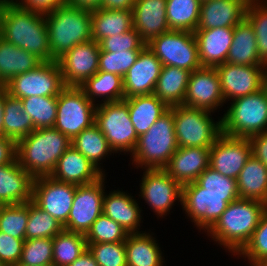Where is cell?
Here are the masks:
<instances>
[{"mask_svg": "<svg viewBox=\"0 0 267 266\" xmlns=\"http://www.w3.org/2000/svg\"><path fill=\"white\" fill-rule=\"evenodd\" d=\"M14 266H27V265L17 264V265H14Z\"/></svg>", "mask_w": 267, "mask_h": 266, "instance_id": "63", "label": "cell"}, {"mask_svg": "<svg viewBox=\"0 0 267 266\" xmlns=\"http://www.w3.org/2000/svg\"><path fill=\"white\" fill-rule=\"evenodd\" d=\"M53 238L25 239L18 264L53 266Z\"/></svg>", "mask_w": 267, "mask_h": 266, "instance_id": "45", "label": "cell"}, {"mask_svg": "<svg viewBox=\"0 0 267 266\" xmlns=\"http://www.w3.org/2000/svg\"><path fill=\"white\" fill-rule=\"evenodd\" d=\"M65 4L72 7L94 10L99 8L101 0H65Z\"/></svg>", "mask_w": 267, "mask_h": 266, "instance_id": "56", "label": "cell"}, {"mask_svg": "<svg viewBox=\"0 0 267 266\" xmlns=\"http://www.w3.org/2000/svg\"><path fill=\"white\" fill-rule=\"evenodd\" d=\"M87 249L99 266H127L125 241L114 243H90Z\"/></svg>", "mask_w": 267, "mask_h": 266, "instance_id": "49", "label": "cell"}, {"mask_svg": "<svg viewBox=\"0 0 267 266\" xmlns=\"http://www.w3.org/2000/svg\"><path fill=\"white\" fill-rule=\"evenodd\" d=\"M24 239L14 238L0 231V261L6 266L17 265L20 261Z\"/></svg>", "mask_w": 267, "mask_h": 266, "instance_id": "51", "label": "cell"}, {"mask_svg": "<svg viewBox=\"0 0 267 266\" xmlns=\"http://www.w3.org/2000/svg\"><path fill=\"white\" fill-rule=\"evenodd\" d=\"M239 198L267 203V167L251 155L237 178Z\"/></svg>", "mask_w": 267, "mask_h": 266, "instance_id": "32", "label": "cell"}, {"mask_svg": "<svg viewBox=\"0 0 267 266\" xmlns=\"http://www.w3.org/2000/svg\"><path fill=\"white\" fill-rule=\"evenodd\" d=\"M263 89L267 93V71H266V74H265V77H264Z\"/></svg>", "mask_w": 267, "mask_h": 266, "instance_id": "59", "label": "cell"}, {"mask_svg": "<svg viewBox=\"0 0 267 266\" xmlns=\"http://www.w3.org/2000/svg\"><path fill=\"white\" fill-rule=\"evenodd\" d=\"M63 230V225L53 216L40 209L32 200L29 202L25 239L53 238Z\"/></svg>", "mask_w": 267, "mask_h": 266, "instance_id": "41", "label": "cell"}, {"mask_svg": "<svg viewBox=\"0 0 267 266\" xmlns=\"http://www.w3.org/2000/svg\"><path fill=\"white\" fill-rule=\"evenodd\" d=\"M221 118L222 133L249 138L267 131V93L259 92L232 100Z\"/></svg>", "mask_w": 267, "mask_h": 266, "instance_id": "6", "label": "cell"}, {"mask_svg": "<svg viewBox=\"0 0 267 266\" xmlns=\"http://www.w3.org/2000/svg\"><path fill=\"white\" fill-rule=\"evenodd\" d=\"M3 136L16 143L35 130L31 116L24 112L22 100L9 94L5 98Z\"/></svg>", "mask_w": 267, "mask_h": 266, "instance_id": "37", "label": "cell"}, {"mask_svg": "<svg viewBox=\"0 0 267 266\" xmlns=\"http://www.w3.org/2000/svg\"><path fill=\"white\" fill-rule=\"evenodd\" d=\"M143 175L140 196L160 217L170 212L175 200L182 203V185L164 169H145Z\"/></svg>", "mask_w": 267, "mask_h": 266, "instance_id": "17", "label": "cell"}, {"mask_svg": "<svg viewBox=\"0 0 267 266\" xmlns=\"http://www.w3.org/2000/svg\"><path fill=\"white\" fill-rule=\"evenodd\" d=\"M215 68L225 102L263 89L267 66H242L225 62Z\"/></svg>", "mask_w": 267, "mask_h": 266, "instance_id": "16", "label": "cell"}, {"mask_svg": "<svg viewBox=\"0 0 267 266\" xmlns=\"http://www.w3.org/2000/svg\"><path fill=\"white\" fill-rule=\"evenodd\" d=\"M251 143L252 155L267 167V131L248 138Z\"/></svg>", "mask_w": 267, "mask_h": 266, "instance_id": "53", "label": "cell"}, {"mask_svg": "<svg viewBox=\"0 0 267 266\" xmlns=\"http://www.w3.org/2000/svg\"><path fill=\"white\" fill-rule=\"evenodd\" d=\"M128 234L120 224L102 213L94 221L85 238L87 244L114 243L126 241Z\"/></svg>", "mask_w": 267, "mask_h": 266, "instance_id": "44", "label": "cell"}, {"mask_svg": "<svg viewBox=\"0 0 267 266\" xmlns=\"http://www.w3.org/2000/svg\"><path fill=\"white\" fill-rule=\"evenodd\" d=\"M156 242L146 232L128 234L125 241L127 266H163L164 257Z\"/></svg>", "mask_w": 267, "mask_h": 266, "instance_id": "33", "label": "cell"}, {"mask_svg": "<svg viewBox=\"0 0 267 266\" xmlns=\"http://www.w3.org/2000/svg\"><path fill=\"white\" fill-rule=\"evenodd\" d=\"M0 36L42 62L53 61L42 13L22 9L12 1H0Z\"/></svg>", "mask_w": 267, "mask_h": 266, "instance_id": "1", "label": "cell"}, {"mask_svg": "<svg viewBox=\"0 0 267 266\" xmlns=\"http://www.w3.org/2000/svg\"><path fill=\"white\" fill-rule=\"evenodd\" d=\"M190 71L174 66H162L154 95L169 107L183 104Z\"/></svg>", "mask_w": 267, "mask_h": 266, "instance_id": "34", "label": "cell"}, {"mask_svg": "<svg viewBox=\"0 0 267 266\" xmlns=\"http://www.w3.org/2000/svg\"><path fill=\"white\" fill-rule=\"evenodd\" d=\"M226 62L242 66H266L258 55L254 29L246 19L234 26L233 41Z\"/></svg>", "mask_w": 267, "mask_h": 266, "instance_id": "29", "label": "cell"}, {"mask_svg": "<svg viewBox=\"0 0 267 266\" xmlns=\"http://www.w3.org/2000/svg\"><path fill=\"white\" fill-rule=\"evenodd\" d=\"M76 187L75 184L60 182L51 176L37 177L33 182L32 201L64 226L68 220Z\"/></svg>", "mask_w": 267, "mask_h": 266, "instance_id": "14", "label": "cell"}, {"mask_svg": "<svg viewBox=\"0 0 267 266\" xmlns=\"http://www.w3.org/2000/svg\"><path fill=\"white\" fill-rule=\"evenodd\" d=\"M123 100L128 104L131 122L138 137L146 133L170 108L154 94L138 95Z\"/></svg>", "mask_w": 267, "mask_h": 266, "instance_id": "28", "label": "cell"}, {"mask_svg": "<svg viewBox=\"0 0 267 266\" xmlns=\"http://www.w3.org/2000/svg\"><path fill=\"white\" fill-rule=\"evenodd\" d=\"M162 66L161 61L146 45L123 77L124 99L153 94Z\"/></svg>", "mask_w": 267, "mask_h": 266, "instance_id": "20", "label": "cell"}, {"mask_svg": "<svg viewBox=\"0 0 267 266\" xmlns=\"http://www.w3.org/2000/svg\"><path fill=\"white\" fill-rule=\"evenodd\" d=\"M17 143L0 135V166L15 162L17 156Z\"/></svg>", "mask_w": 267, "mask_h": 266, "instance_id": "54", "label": "cell"}, {"mask_svg": "<svg viewBox=\"0 0 267 266\" xmlns=\"http://www.w3.org/2000/svg\"><path fill=\"white\" fill-rule=\"evenodd\" d=\"M8 92L4 86H0V135H3V115H4V103Z\"/></svg>", "mask_w": 267, "mask_h": 266, "instance_id": "58", "label": "cell"}, {"mask_svg": "<svg viewBox=\"0 0 267 266\" xmlns=\"http://www.w3.org/2000/svg\"><path fill=\"white\" fill-rule=\"evenodd\" d=\"M96 108L80 87L66 86L57 96L54 128L72 140L95 123Z\"/></svg>", "mask_w": 267, "mask_h": 266, "instance_id": "10", "label": "cell"}, {"mask_svg": "<svg viewBox=\"0 0 267 266\" xmlns=\"http://www.w3.org/2000/svg\"><path fill=\"white\" fill-rule=\"evenodd\" d=\"M173 106L149 130L138 137L132 163L144 169H164L178 149ZM144 166V167H143Z\"/></svg>", "mask_w": 267, "mask_h": 266, "instance_id": "5", "label": "cell"}, {"mask_svg": "<svg viewBox=\"0 0 267 266\" xmlns=\"http://www.w3.org/2000/svg\"><path fill=\"white\" fill-rule=\"evenodd\" d=\"M250 0H206L201 2L197 29L234 27L246 16Z\"/></svg>", "mask_w": 267, "mask_h": 266, "instance_id": "22", "label": "cell"}, {"mask_svg": "<svg viewBox=\"0 0 267 266\" xmlns=\"http://www.w3.org/2000/svg\"><path fill=\"white\" fill-rule=\"evenodd\" d=\"M239 196L208 194L196 182L182 186V207L200 230L208 231L227 208Z\"/></svg>", "mask_w": 267, "mask_h": 266, "instance_id": "12", "label": "cell"}, {"mask_svg": "<svg viewBox=\"0 0 267 266\" xmlns=\"http://www.w3.org/2000/svg\"><path fill=\"white\" fill-rule=\"evenodd\" d=\"M71 141V146L84 155L104 175L103 169L99 166L100 161L105 159L106 155L114 154V151L98 126L94 123Z\"/></svg>", "mask_w": 267, "mask_h": 266, "instance_id": "36", "label": "cell"}, {"mask_svg": "<svg viewBox=\"0 0 267 266\" xmlns=\"http://www.w3.org/2000/svg\"><path fill=\"white\" fill-rule=\"evenodd\" d=\"M69 266H99L93 255L86 249L76 260Z\"/></svg>", "mask_w": 267, "mask_h": 266, "instance_id": "57", "label": "cell"}, {"mask_svg": "<svg viewBox=\"0 0 267 266\" xmlns=\"http://www.w3.org/2000/svg\"><path fill=\"white\" fill-rule=\"evenodd\" d=\"M146 45L163 66H174L190 72L202 67L193 32L169 30Z\"/></svg>", "mask_w": 267, "mask_h": 266, "instance_id": "9", "label": "cell"}, {"mask_svg": "<svg viewBox=\"0 0 267 266\" xmlns=\"http://www.w3.org/2000/svg\"><path fill=\"white\" fill-rule=\"evenodd\" d=\"M234 27L196 29L194 32L202 67L224 64L233 41Z\"/></svg>", "mask_w": 267, "mask_h": 266, "instance_id": "24", "label": "cell"}, {"mask_svg": "<svg viewBox=\"0 0 267 266\" xmlns=\"http://www.w3.org/2000/svg\"><path fill=\"white\" fill-rule=\"evenodd\" d=\"M208 194L239 196L237 180L224 176L210 166L195 181Z\"/></svg>", "mask_w": 267, "mask_h": 266, "instance_id": "47", "label": "cell"}, {"mask_svg": "<svg viewBox=\"0 0 267 266\" xmlns=\"http://www.w3.org/2000/svg\"><path fill=\"white\" fill-rule=\"evenodd\" d=\"M257 266H267V259L263 260L260 264H258Z\"/></svg>", "mask_w": 267, "mask_h": 266, "instance_id": "60", "label": "cell"}, {"mask_svg": "<svg viewBox=\"0 0 267 266\" xmlns=\"http://www.w3.org/2000/svg\"><path fill=\"white\" fill-rule=\"evenodd\" d=\"M141 208L131 195L120 190H113L103 197V214L120 224L129 234L141 233Z\"/></svg>", "mask_w": 267, "mask_h": 266, "instance_id": "27", "label": "cell"}, {"mask_svg": "<svg viewBox=\"0 0 267 266\" xmlns=\"http://www.w3.org/2000/svg\"><path fill=\"white\" fill-rule=\"evenodd\" d=\"M265 210L260 201L238 198L228 204L207 234L237 255L249 242Z\"/></svg>", "mask_w": 267, "mask_h": 266, "instance_id": "2", "label": "cell"}, {"mask_svg": "<svg viewBox=\"0 0 267 266\" xmlns=\"http://www.w3.org/2000/svg\"><path fill=\"white\" fill-rule=\"evenodd\" d=\"M29 218V202L4 205L0 211V231L24 239Z\"/></svg>", "mask_w": 267, "mask_h": 266, "instance_id": "43", "label": "cell"}, {"mask_svg": "<svg viewBox=\"0 0 267 266\" xmlns=\"http://www.w3.org/2000/svg\"><path fill=\"white\" fill-rule=\"evenodd\" d=\"M71 142L54 127L35 129L17 142L16 159L34 178L50 176Z\"/></svg>", "mask_w": 267, "mask_h": 266, "instance_id": "3", "label": "cell"}, {"mask_svg": "<svg viewBox=\"0 0 267 266\" xmlns=\"http://www.w3.org/2000/svg\"><path fill=\"white\" fill-rule=\"evenodd\" d=\"M99 45L101 51L112 53L117 51L142 50L146 46L135 28L120 35L106 37L99 42Z\"/></svg>", "mask_w": 267, "mask_h": 266, "instance_id": "50", "label": "cell"}, {"mask_svg": "<svg viewBox=\"0 0 267 266\" xmlns=\"http://www.w3.org/2000/svg\"><path fill=\"white\" fill-rule=\"evenodd\" d=\"M95 124L115 153L117 151L133 153L138 136L131 122L128 104L124 100L97 103Z\"/></svg>", "mask_w": 267, "mask_h": 266, "instance_id": "8", "label": "cell"}, {"mask_svg": "<svg viewBox=\"0 0 267 266\" xmlns=\"http://www.w3.org/2000/svg\"><path fill=\"white\" fill-rule=\"evenodd\" d=\"M105 174L96 182L77 185L64 230L86 235L94 221L103 213Z\"/></svg>", "mask_w": 267, "mask_h": 266, "instance_id": "13", "label": "cell"}, {"mask_svg": "<svg viewBox=\"0 0 267 266\" xmlns=\"http://www.w3.org/2000/svg\"><path fill=\"white\" fill-rule=\"evenodd\" d=\"M0 266H6V265L0 261Z\"/></svg>", "mask_w": 267, "mask_h": 266, "instance_id": "62", "label": "cell"}, {"mask_svg": "<svg viewBox=\"0 0 267 266\" xmlns=\"http://www.w3.org/2000/svg\"><path fill=\"white\" fill-rule=\"evenodd\" d=\"M50 176L60 182L85 185L96 182L103 174L84 155L70 146L58 159Z\"/></svg>", "mask_w": 267, "mask_h": 266, "instance_id": "25", "label": "cell"}, {"mask_svg": "<svg viewBox=\"0 0 267 266\" xmlns=\"http://www.w3.org/2000/svg\"><path fill=\"white\" fill-rule=\"evenodd\" d=\"M167 0H136L133 6V28L147 44L159 35L168 32L166 18Z\"/></svg>", "mask_w": 267, "mask_h": 266, "instance_id": "23", "label": "cell"}, {"mask_svg": "<svg viewBox=\"0 0 267 266\" xmlns=\"http://www.w3.org/2000/svg\"><path fill=\"white\" fill-rule=\"evenodd\" d=\"M136 0H101L99 8L109 10H132Z\"/></svg>", "mask_w": 267, "mask_h": 266, "instance_id": "55", "label": "cell"}, {"mask_svg": "<svg viewBox=\"0 0 267 266\" xmlns=\"http://www.w3.org/2000/svg\"><path fill=\"white\" fill-rule=\"evenodd\" d=\"M200 0H167L166 18L170 30L195 32L200 16Z\"/></svg>", "mask_w": 267, "mask_h": 266, "instance_id": "38", "label": "cell"}, {"mask_svg": "<svg viewBox=\"0 0 267 266\" xmlns=\"http://www.w3.org/2000/svg\"><path fill=\"white\" fill-rule=\"evenodd\" d=\"M21 100L24 112L31 116L35 129L54 127L57 115V97L31 96Z\"/></svg>", "mask_w": 267, "mask_h": 266, "instance_id": "40", "label": "cell"}, {"mask_svg": "<svg viewBox=\"0 0 267 266\" xmlns=\"http://www.w3.org/2000/svg\"><path fill=\"white\" fill-rule=\"evenodd\" d=\"M92 40L99 43L106 37L120 35L133 28L132 10H91Z\"/></svg>", "mask_w": 267, "mask_h": 266, "instance_id": "31", "label": "cell"}, {"mask_svg": "<svg viewBox=\"0 0 267 266\" xmlns=\"http://www.w3.org/2000/svg\"><path fill=\"white\" fill-rule=\"evenodd\" d=\"M44 16L53 61L92 40L91 10L64 4Z\"/></svg>", "mask_w": 267, "mask_h": 266, "instance_id": "4", "label": "cell"}, {"mask_svg": "<svg viewBox=\"0 0 267 266\" xmlns=\"http://www.w3.org/2000/svg\"><path fill=\"white\" fill-rule=\"evenodd\" d=\"M140 51L127 50L112 53L100 50L98 71L113 73L123 78L136 62Z\"/></svg>", "mask_w": 267, "mask_h": 266, "instance_id": "48", "label": "cell"}, {"mask_svg": "<svg viewBox=\"0 0 267 266\" xmlns=\"http://www.w3.org/2000/svg\"><path fill=\"white\" fill-rule=\"evenodd\" d=\"M80 88L86 97L95 102V96L105 97L103 103L118 102L124 99L123 78L120 75L98 71L88 78Z\"/></svg>", "mask_w": 267, "mask_h": 266, "instance_id": "35", "label": "cell"}, {"mask_svg": "<svg viewBox=\"0 0 267 266\" xmlns=\"http://www.w3.org/2000/svg\"><path fill=\"white\" fill-rule=\"evenodd\" d=\"M3 206H4V204L0 201V211H1Z\"/></svg>", "mask_w": 267, "mask_h": 266, "instance_id": "61", "label": "cell"}, {"mask_svg": "<svg viewBox=\"0 0 267 266\" xmlns=\"http://www.w3.org/2000/svg\"><path fill=\"white\" fill-rule=\"evenodd\" d=\"M251 155L252 148L248 138L222 133L210 147L209 166L220 174L237 180Z\"/></svg>", "mask_w": 267, "mask_h": 266, "instance_id": "18", "label": "cell"}, {"mask_svg": "<svg viewBox=\"0 0 267 266\" xmlns=\"http://www.w3.org/2000/svg\"><path fill=\"white\" fill-rule=\"evenodd\" d=\"M34 177L16 160L0 166V201L4 205L27 203L32 200Z\"/></svg>", "mask_w": 267, "mask_h": 266, "instance_id": "26", "label": "cell"}, {"mask_svg": "<svg viewBox=\"0 0 267 266\" xmlns=\"http://www.w3.org/2000/svg\"><path fill=\"white\" fill-rule=\"evenodd\" d=\"M42 61L33 53L9 43L0 36V86L19 74L35 69Z\"/></svg>", "mask_w": 267, "mask_h": 266, "instance_id": "30", "label": "cell"}, {"mask_svg": "<svg viewBox=\"0 0 267 266\" xmlns=\"http://www.w3.org/2000/svg\"><path fill=\"white\" fill-rule=\"evenodd\" d=\"M209 163L210 147H179L164 170L183 186L195 182Z\"/></svg>", "mask_w": 267, "mask_h": 266, "instance_id": "21", "label": "cell"}, {"mask_svg": "<svg viewBox=\"0 0 267 266\" xmlns=\"http://www.w3.org/2000/svg\"><path fill=\"white\" fill-rule=\"evenodd\" d=\"M100 45L94 40L78 44L57 62L67 87H80L99 68Z\"/></svg>", "mask_w": 267, "mask_h": 266, "instance_id": "15", "label": "cell"}, {"mask_svg": "<svg viewBox=\"0 0 267 266\" xmlns=\"http://www.w3.org/2000/svg\"><path fill=\"white\" fill-rule=\"evenodd\" d=\"M225 103L215 67H201L190 73L183 105L214 112Z\"/></svg>", "mask_w": 267, "mask_h": 266, "instance_id": "19", "label": "cell"}, {"mask_svg": "<svg viewBox=\"0 0 267 266\" xmlns=\"http://www.w3.org/2000/svg\"><path fill=\"white\" fill-rule=\"evenodd\" d=\"M245 19L254 29L258 55L267 66V2L250 0L247 5Z\"/></svg>", "mask_w": 267, "mask_h": 266, "instance_id": "42", "label": "cell"}, {"mask_svg": "<svg viewBox=\"0 0 267 266\" xmlns=\"http://www.w3.org/2000/svg\"><path fill=\"white\" fill-rule=\"evenodd\" d=\"M12 97H57L66 87L57 61L42 62L35 69L19 74L4 85Z\"/></svg>", "mask_w": 267, "mask_h": 266, "instance_id": "11", "label": "cell"}, {"mask_svg": "<svg viewBox=\"0 0 267 266\" xmlns=\"http://www.w3.org/2000/svg\"><path fill=\"white\" fill-rule=\"evenodd\" d=\"M237 255L247 258L251 266L267 259V210L262 213L249 242Z\"/></svg>", "mask_w": 267, "mask_h": 266, "instance_id": "46", "label": "cell"}, {"mask_svg": "<svg viewBox=\"0 0 267 266\" xmlns=\"http://www.w3.org/2000/svg\"><path fill=\"white\" fill-rule=\"evenodd\" d=\"M86 249L85 235L63 230L53 237V266H69Z\"/></svg>", "mask_w": 267, "mask_h": 266, "instance_id": "39", "label": "cell"}, {"mask_svg": "<svg viewBox=\"0 0 267 266\" xmlns=\"http://www.w3.org/2000/svg\"><path fill=\"white\" fill-rule=\"evenodd\" d=\"M0 1H12L22 9L35 11L42 14H47L49 12H52L56 8L65 4V0H21V1L0 0Z\"/></svg>", "mask_w": 267, "mask_h": 266, "instance_id": "52", "label": "cell"}, {"mask_svg": "<svg viewBox=\"0 0 267 266\" xmlns=\"http://www.w3.org/2000/svg\"><path fill=\"white\" fill-rule=\"evenodd\" d=\"M173 116L178 147H211L222 134L221 118L214 122L211 111L181 104Z\"/></svg>", "mask_w": 267, "mask_h": 266, "instance_id": "7", "label": "cell"}]
</instances>
